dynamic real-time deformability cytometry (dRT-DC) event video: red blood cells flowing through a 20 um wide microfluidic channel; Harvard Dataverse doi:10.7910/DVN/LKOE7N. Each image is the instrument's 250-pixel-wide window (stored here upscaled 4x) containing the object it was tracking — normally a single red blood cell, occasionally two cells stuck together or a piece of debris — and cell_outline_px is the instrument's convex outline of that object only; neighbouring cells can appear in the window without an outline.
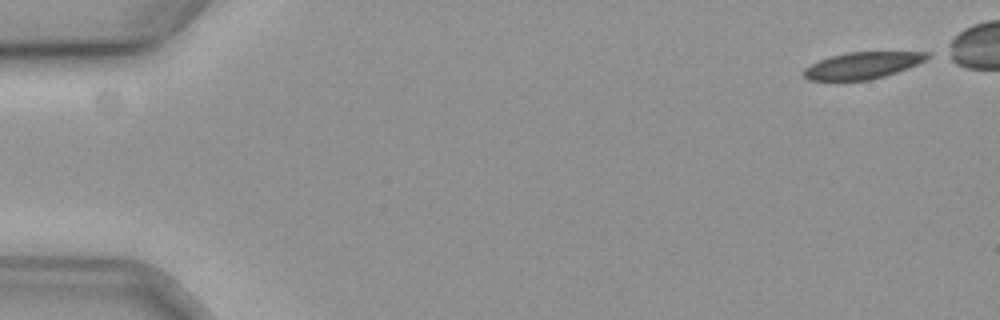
{"species": "common noctule bat (a hibernating species)", "species_latin": "Nyctalus noctula", "temperature_condition": "cold", "stored_images_in_passage": 12, "camera_frame_rate_fps": 3000, "um_per_image_px": 0.085, "animal": {"sex": "female", "body_mass_g": 19.3, "forearm_length_mm": 54.1}, "frame": {"image": 1, "passage_image": 1, "time_ms": 0.0, "image_size_px": [1000, 320], "cell_outline_px": [[932, 56], [908, 68], [884, 76], [868, 80], [808, 80], [800, 72], [804, 68], [828, 56], [848, 52], [932, 52]], "centroid_in_image_um": [73.29, 5.55], "position_along_channel_um": 11.7, "area_um2": 19.19}}